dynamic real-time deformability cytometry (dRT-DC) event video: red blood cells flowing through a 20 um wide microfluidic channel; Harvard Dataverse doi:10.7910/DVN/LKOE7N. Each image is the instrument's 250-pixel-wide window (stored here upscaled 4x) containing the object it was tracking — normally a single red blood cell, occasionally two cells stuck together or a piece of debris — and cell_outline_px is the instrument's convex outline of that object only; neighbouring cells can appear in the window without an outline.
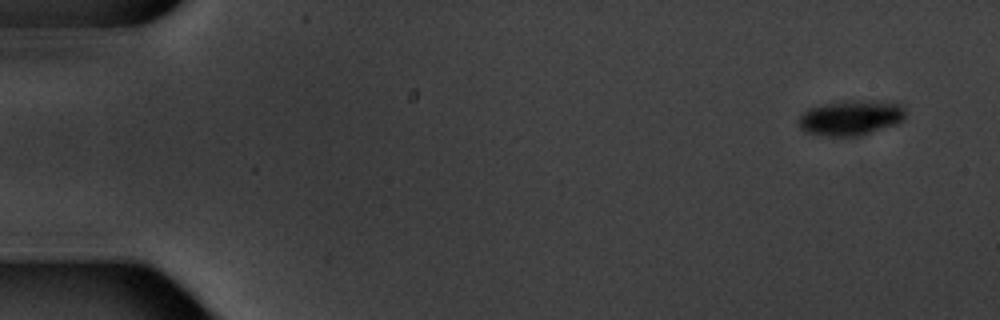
{"species": "common noctule bat (a hibernating species)", "species_latin": "Nyctalus noctula", "temperature_condition": "warm", "stored_images_in_passage": 2, "camera_frame_rate_fps": 3000, "um_per_image_px": 0.085, "animal": {"sex": "male", "body_mass_g": 20.1, "forearm_length_mm": 53.5}, "frame": {"image": 1, "passage_image": 2, "time_ms": 2.333, "image_size_px": [1000, 320], "cell_outline_px": [[904, 120], [896, 124], [860, 136], [832, 136], [804, 132], [800, 128], [800, 116], [808, 108], [824, 104], [856, 100], [896, 100], [904, 104]], "centroid_in_image_um": [72.41, 9.98], "position_along_channel_um": 12.6, "area_um2": 22.14}}